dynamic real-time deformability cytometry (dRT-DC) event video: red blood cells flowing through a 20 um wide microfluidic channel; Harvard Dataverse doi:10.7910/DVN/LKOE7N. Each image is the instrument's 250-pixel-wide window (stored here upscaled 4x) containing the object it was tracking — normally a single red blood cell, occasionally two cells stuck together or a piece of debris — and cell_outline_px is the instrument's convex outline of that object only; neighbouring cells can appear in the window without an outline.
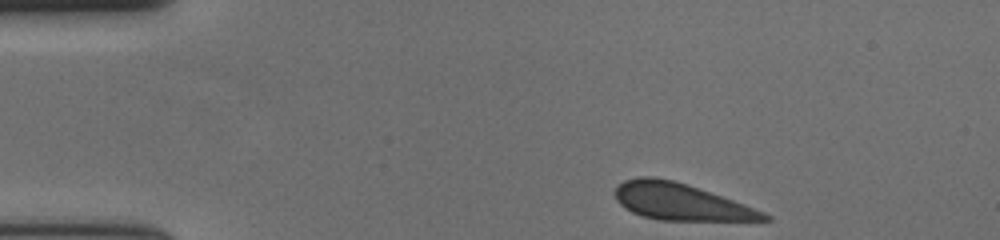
{"species": "human", "species_latin": "Homo sapiens", "temperature_condition": "cold", "stored_images_in_passage": 40, "camera_frame_rate_fps": 3000, "um_per_image_px": 0.085, "donor": {"sex": "female"}, "frame": {"image": 1, "passage_image": 1, "time_ms": 0.0, "image_size_px": [1000, 240], "cell_outline_px": [[772, 220], [660, 220], [644, 216], [632, 212], [624, 208], [616, 200], [612, 192], [624, 180], [640, 176], [652, 176], [672, 180], [688, 184], [744, 204], [764, 212], [772, 216]], "centroid_in_image_um": [57.81, 17.14], "position_along_channel_um": 27.2, "area_um2": 31.73}}
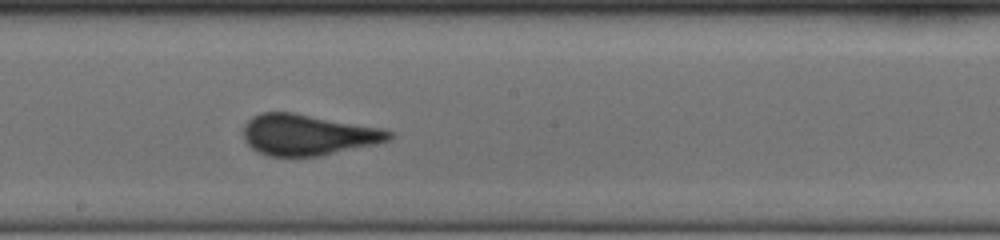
{"frame": {"image": 2, "passage_image": 23, "time_ms": 7.333, "image_size_px": [1000, 240], "cell_outline_px": [[392, 136], [388, 140], [376, 144], [320, 156], [268, 156], [256, 152], [244, 140], [244, 124], [252, 116], [260, 112], [292, 112], [384, 128], [392, 132]], "centroid_in_image_um": [26.15, 11.45], "position_along_channel_um": 222.1, "area_um2": 34.91}}
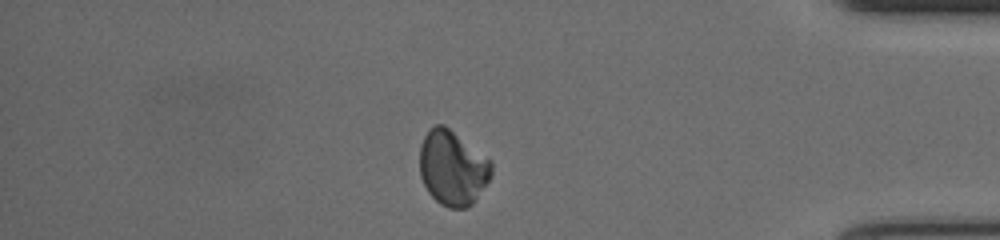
{"frame": {"image": 3, "passage_image": 40, "time_ms": 13.0, "image_size_px": [1000, 240], "cell_outline_px": [[492, 176], [476, 200], [468, 208], [448, 208], [440, 204], [428, 192], [420, 176], [420, 144], [424, 136], [436, 124], [444, 124], [492, 160]], "centroid_in_image_um": [38.49, 14.29], "position_along_channel_um": 396.7, "area_um2": 31.56}, "authors_computed_cell_mechanics": {"area_um2": 33.2639, "velocity_mm_per_s": 3.6431, "shape_relaxation_time_tau1_ms": 5.0022, "shape_relaxation_time_tau2_ms": null, "deformation_change_tau1": 0.0765, "deformation_change_tau2": null}}